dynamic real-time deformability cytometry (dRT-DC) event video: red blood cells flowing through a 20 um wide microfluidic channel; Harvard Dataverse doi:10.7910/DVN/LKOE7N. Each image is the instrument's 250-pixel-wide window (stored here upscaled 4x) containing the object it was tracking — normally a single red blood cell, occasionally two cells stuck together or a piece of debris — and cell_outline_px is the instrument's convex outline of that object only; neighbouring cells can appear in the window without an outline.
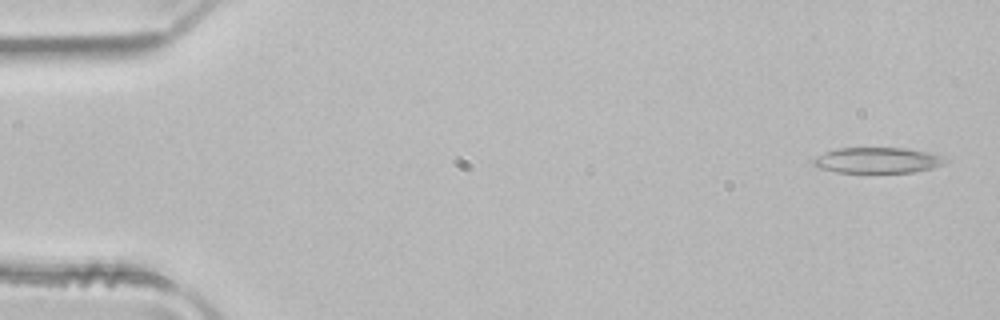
{"species": "common noctule bat (a hibernating species)", "species_latin": "Nyctalus noctula", "temperature_condition": "room temperature", "stored_images_in_passage": 3, "camera_frame_rate_fps": 3000, "um_per_image_px": 0.085, "animal": {"sex": "male", "body_mass_g": 21.5, "forearm_length_mm": 52.0}, "frame": {"image": 1, "passage_image": 1, "time_ms": 0.0, "image_size_px": [1000, 320], "cell_outline_px": [[948, 160], [944, 164], [932, 168], [916, 172], [868, 176], [836, 172], [820, 168], [812, 164], [812, 160], [816, 156], [836, 148], [904, 148], [928, 152], [944, 156]], "centroid_in_image_um": [74.58, 13.68], "position_along_channel_um": 10.4, "area_um2": 20.92}}